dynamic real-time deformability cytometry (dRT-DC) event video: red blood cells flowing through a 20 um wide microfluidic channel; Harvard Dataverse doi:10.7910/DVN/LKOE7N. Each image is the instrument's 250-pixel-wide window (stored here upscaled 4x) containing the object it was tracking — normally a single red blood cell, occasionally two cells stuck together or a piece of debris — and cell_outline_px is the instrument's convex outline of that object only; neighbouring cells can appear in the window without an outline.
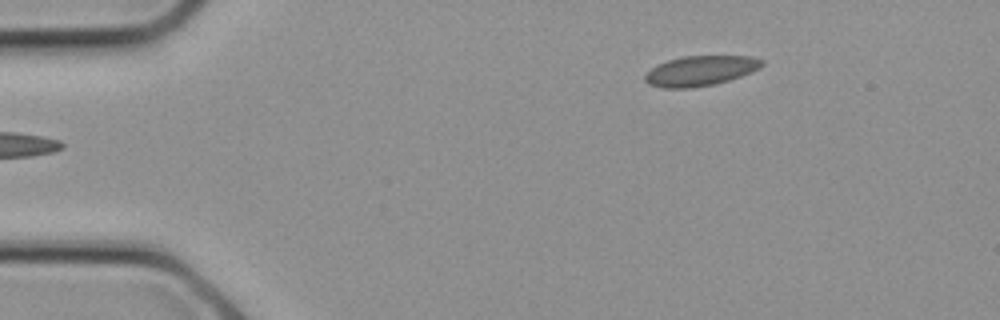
{"species": "common noctule bat (a hibernating species)", "species_latin": "Nyctalus noctula", "temperature_condition": "cold", "stored_images_in_passage": 11, "camera_frame_rate_fps": 3000, "um_per_image_px": 0.085, "animal": {"sex": "female", "body_mass_g": 21.9}, "frame": {"image": 1, "passage_image": 1, "time_ms": 0.0, "image_size_px": [1000, 320], "cell_outline_px": [[764, 64], [760, 68], [752, 72], [728, 80], [712, 84], [692, 88], [660, 88], [648, 84], [644, 80], [644, 76], [656, 64], [668, 60], [684, 56], [752, 56], [764, 60]], "centroid_in_image_um": [59.53, 6.01], "position_along_channel_um": 25.5, "area_um2": 20.52}}
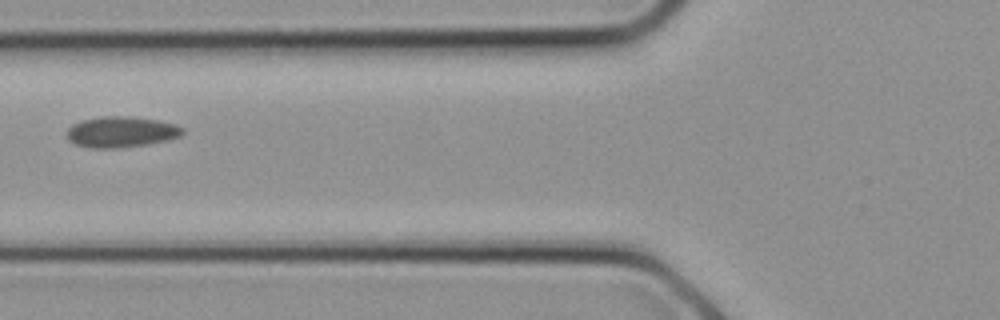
{"frame": {"image": 2, "passage_image": 7, "time_ms": 2.0, "image_size_px": [1000, 320], "cell_outline_px": [[184, 132], [180, 136], [168, 140], [148, 144], [116, 148], [88, 148], [76, 144], [68, 140], [68, 128], [72, 124], [80, 120], [104, 116], [128, 116], [156, 120], [176, 124], [184, 128]], "centroid_in_image_um": [10.3, 11.21], "position_along_channel_um": 115.5, "area_um2": 20.87}}
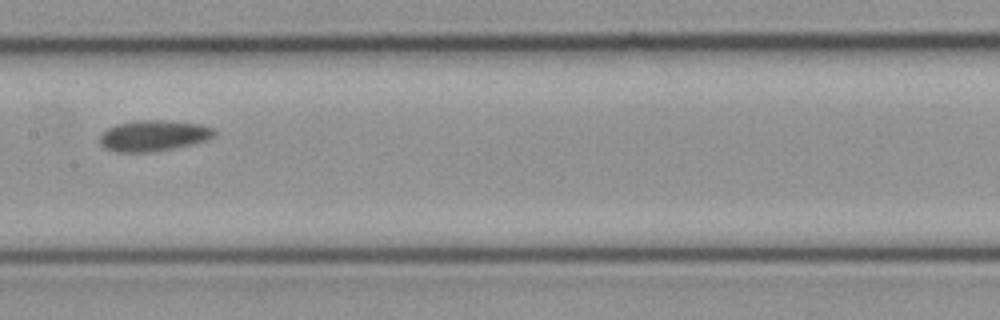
{"frame": {"image": 3, "passage_image": 10, "time_ms": 3.0, "image_size_px": [1000, 320], "cell_outline_px": [[216, 136], [208, 140], [192, 144], [152, 152], [116, 152], [104, 148], [100, 144], [100, 136], [108, 128], [116, 124], [136, 120], [168, 120], [200, 124], [212, 128], [216, 132]], "centroid_in_image_um": [13.06, 11.53], "position_along_channel_um": 194.3, "area_um2": 20.75}}